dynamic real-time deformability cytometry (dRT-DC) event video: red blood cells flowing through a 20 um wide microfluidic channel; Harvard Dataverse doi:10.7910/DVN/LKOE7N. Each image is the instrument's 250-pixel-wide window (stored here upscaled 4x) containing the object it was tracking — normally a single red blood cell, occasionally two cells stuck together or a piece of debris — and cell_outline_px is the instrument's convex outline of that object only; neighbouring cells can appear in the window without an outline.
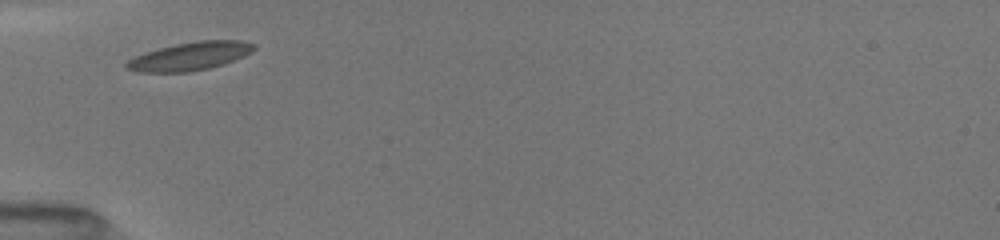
{"species": "common noctule bat (a hibernating species)", "species_latin": "Nyctalus noctula", "temperature_condition": "room temperature", "stored_images_in_passage": 3, "camera_frame_rate_fps": 3000, "um_per_image_px": 0.085, "animal": {"sex": "female", "body_mass_g": 19.5, "forearm_length_mm": 54.1}, "frame": {"image": 1, "passage_image": 1, "time_ms": 0.0, "image_size_px": [1000, 240], "cell_outline_px": [[256, 48], [252, 52], [244, 56], [224, 64], [208, 68], [188, 72], [136, 72], [124, 68], [124, 64], [128, 60], [136, 56], [160, 48], [176, 44], [200, 40], [244, 40], [256, 44]], "centroid_in_image_um": [16.18, 4.78], "position_along_channel_um": 68.8, "area_um2": 20.98}}
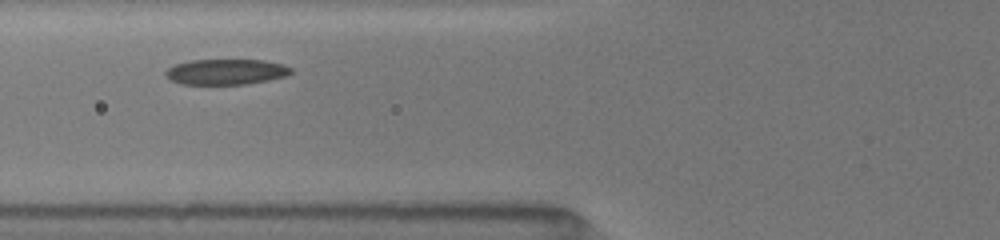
{"frame": {"image": 2, "passage_image": 2, "time_ms": 1.0, "image_size_px": [1000, 240], "cell_outline_px": [[292, 72], [284, 76], [268, 80], [248, 84], [180, 84], [168, 80], [164, 76], [164, 72], [168, 68], [176, 64], [192, 60], [264, 60], [284, 64], [292, 68]], "centroid_in_image_um": [19.18, 6.11], "position_along_channel_um": 106.6, "area_um2": 18.79}}